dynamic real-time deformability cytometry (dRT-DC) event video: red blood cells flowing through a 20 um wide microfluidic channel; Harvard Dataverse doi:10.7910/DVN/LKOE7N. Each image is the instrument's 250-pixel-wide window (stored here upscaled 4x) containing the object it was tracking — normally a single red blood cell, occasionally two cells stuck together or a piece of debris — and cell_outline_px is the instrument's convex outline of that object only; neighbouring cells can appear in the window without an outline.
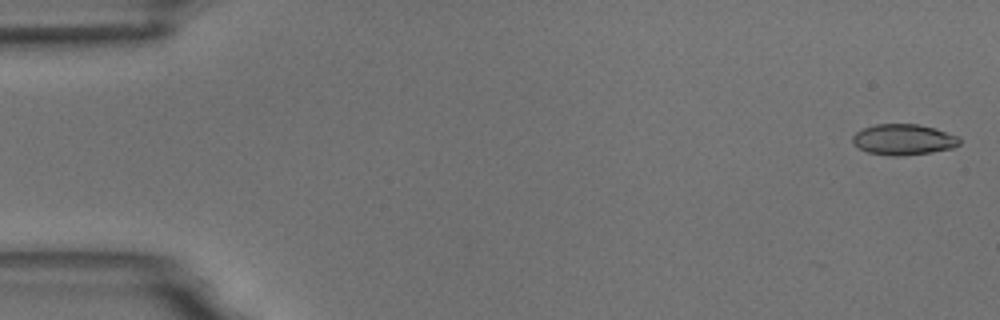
{"species": "common noctule bat (a hibernating species)", "species_latin": "Nyctalus noctula", "temperature_condition": "room temperature", "stored_images_in_passage": 4, "camera_frame_rate_fps": 3000, "um_per_image_px": 0.085, "animal": {"sex": "male", "body_mass_g": 18.8}, "frame": {"image": 1, "passage_image": 1, "time_ms": 0.0, "image_size_px": [1000, 320], "cell_outline_px": [[960, 144], [952, 148], [932, 152], [900, 156], [892, 156], [868, 152], [860, 148], [852, 140], [852, 136], [856, 132], [864, 128], [876, 124], [916, 124], [932, 128], [960, 136]], "centroid_in_image_um": [76.81, 11.86], "position_along_channel_um": 8.2, "area_um2": 19.02}}
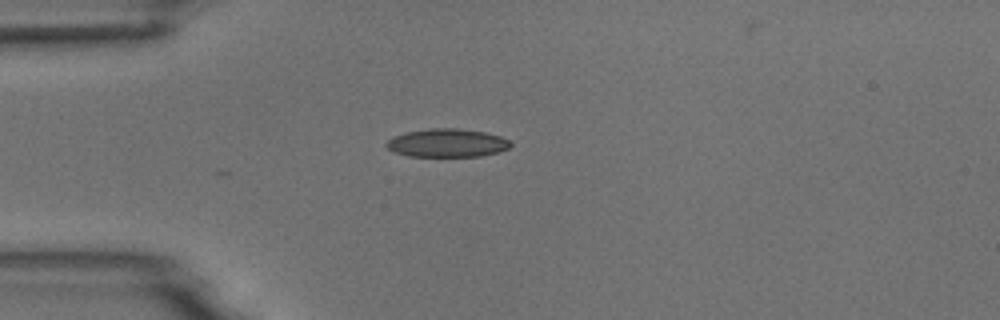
{"frame": {"image": 2, "passage_image": 4, "time_ms": 4.333, "image_size_px": [1000, 320], "cell_outline_px": [[512, 144], [508, 148], [496, 152], [480, 156], [408, 156], [396, 152], [388, 148], [384, 144], [392, 136], [408, 132], [432, 128], [456, 128], [484, 132], [500, 136], [508, 140]], "centroid_in_image_um": [37.98, 12.15], "position_along_channel_um": 47.0, "area_um2": 20.23}}